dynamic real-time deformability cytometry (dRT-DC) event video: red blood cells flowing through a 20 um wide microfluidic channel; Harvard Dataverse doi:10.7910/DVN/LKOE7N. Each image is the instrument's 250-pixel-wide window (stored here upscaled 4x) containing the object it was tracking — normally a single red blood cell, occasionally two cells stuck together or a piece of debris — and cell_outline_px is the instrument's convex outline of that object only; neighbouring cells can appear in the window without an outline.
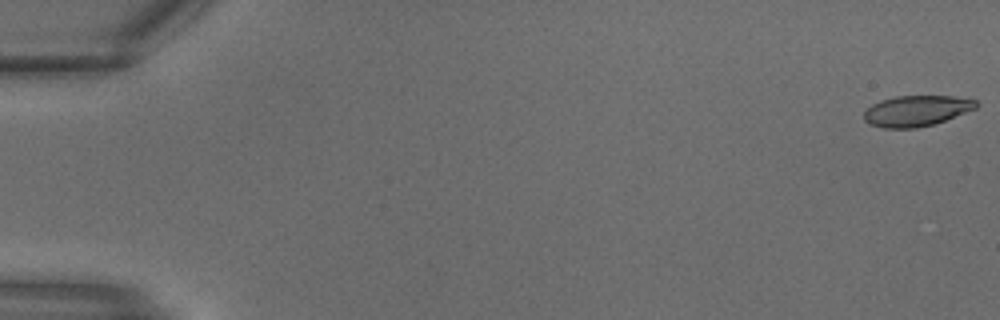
{"species": "common noctule bat (a hibernating species)", "species_latin": "Nyctalus noctula", "temperature_condition": "warm", "stored_images_in_passage": 23, "camera_frame_rate_fps": 3000, "um_per_image_px": 0.085, "animal": {"sex": "male", "body_mass_g": 18.8}, "frame": {"image": 1, "passage_image": 1, "time_ms": 0.0, "image_size_px": [1000, 320], "cell_outline_px": [[980, 104], [976, 108], [944, 120], [932, 124], [916, 128], [884, 128], [872, 124], [864, 120], [864, 112], [872, 104], [880, 100], [896, 96], [952, 96], [976, 100]], "centroid_in_image_um": [77.89, 9.41], "position_along_channel_um": 7.1, "area_um2": 19.88}}
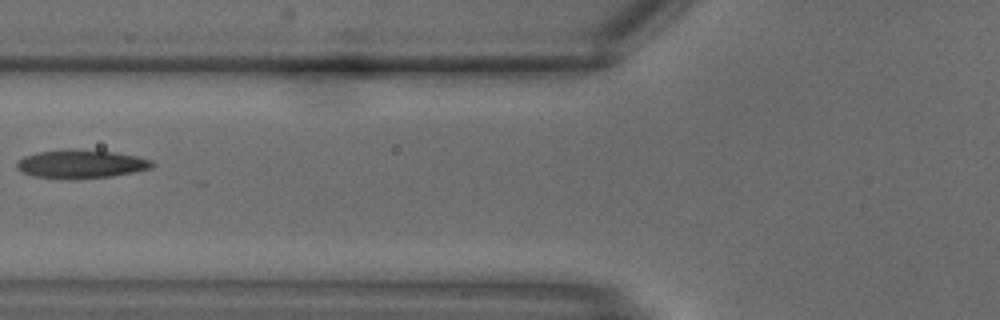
{"frame": {"image": 2, "passage_image": 13, "time_ms": 4.0, "image_size_px": [1000, 320], "cell_outline_px": [[156, 164], [152, 168], [112, 176], [76, 180], [72, 180], [32, 176], [20, 172], [16, 168], [16, 160], [24, 156], [36, 152], [64, 148], [68, 148], [112, 152], [136, 156], [152, 160]], "centroid_in_image_um": [6.82, 13.95], "position_along_channel_um": 119.0, "area_um2": 23.0}}
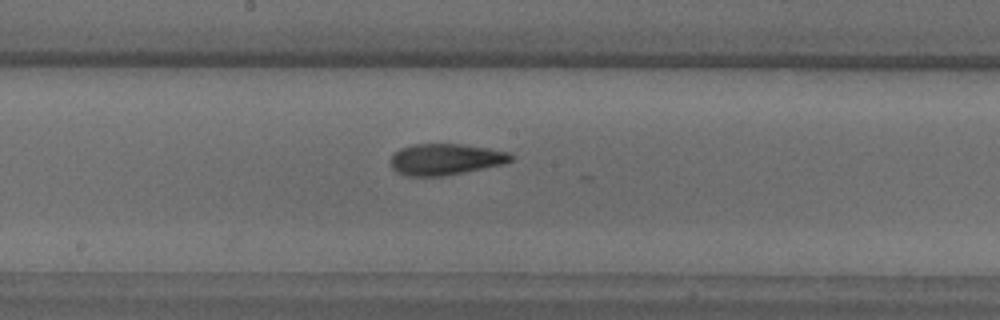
{"frame": {"image": 3, "passage_image": 17, "time_ms": 5.333, "image_size_px": [1000, 320], "cell_outline_px": [[516, 156], [512, 160], [504, 164], [464, 172], [440, 176], [408, 176], [396, 172], [392, 168], [392, 156], [400, 148], [412, 144], [460, 144], [488, 148], [508, 152]], "centroid_in_image_um": [37.89, 13.54], "position_along_channel_um": 210.3, "area_um2": 21.85}}